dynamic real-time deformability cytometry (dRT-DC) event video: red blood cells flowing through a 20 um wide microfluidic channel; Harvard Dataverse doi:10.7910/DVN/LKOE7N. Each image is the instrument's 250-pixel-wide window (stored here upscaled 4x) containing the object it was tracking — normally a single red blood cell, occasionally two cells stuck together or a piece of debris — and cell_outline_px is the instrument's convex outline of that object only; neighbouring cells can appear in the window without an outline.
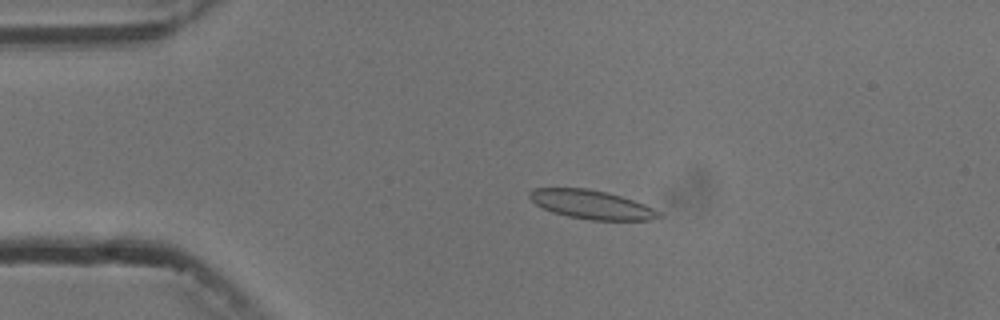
{"species": "common noctule bat (a hibernating species)", "species_latin": "Nyctalus noctula", "temperature_condition": "cold", "stored_images_in_passage": 4, "camera_frame_rate_fps": 3000, "um_per_image_px": 0.085, "animal": {"sex": "male", "body_mass_g": 13.3}, "frame": {"image": 1, "passage_image": 3, "time_ms": 2.333, "image_size_px": [1000, 320], "cell_outline_px": [[664, 216], [652, 220], [592, 220], [568, 216], [552, 212], [536, 204], [528, 196], [528, 192], [532, 188], [588, 188], [620, 196], [644, 204], [660, 212]], "centroid_in_image_um": [50.28, 17.39], "position_along_channel_um": 34.7, "area_um2": 21.56}}